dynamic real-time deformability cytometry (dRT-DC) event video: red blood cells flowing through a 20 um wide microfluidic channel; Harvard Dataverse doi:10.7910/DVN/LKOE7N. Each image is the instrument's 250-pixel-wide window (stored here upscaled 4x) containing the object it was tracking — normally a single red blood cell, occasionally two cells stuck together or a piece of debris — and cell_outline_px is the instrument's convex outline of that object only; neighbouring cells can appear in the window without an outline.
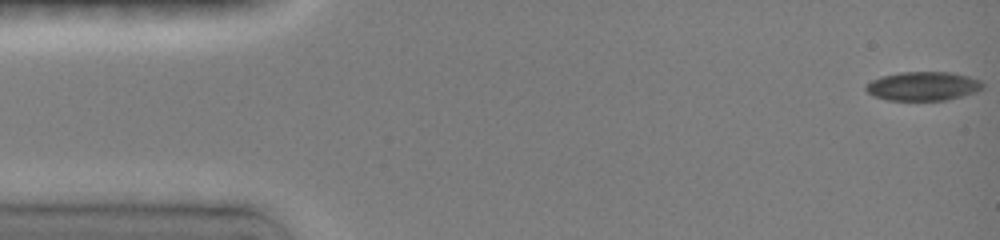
{"species": "common noctule bat (a hibernating species)", "species_latin": "Nyctalus noctula", "temperature_condition": "room temperature", "stored_images_in_passage": 55, "camera_frame_rate_fps": 3000, "um_per_image_px": 0.085, "animal": {"sex": "female", "body_mass_g": 19.0, "forearm_length_mm": 51.5}, "frame": {"image": 1, "passage_image": 1, "time_ms": 0.0, "image_size_px": [1000, 240], "cell_outline_px": [[984, 88], [976, 92], [944, 100], [888, 100], [872, 96], [864, 88], [864, 84], [880, 76], [900, 72], [952, 72], [968, 76], [980, 80], [984, 84]], "centroid_in_image_um": [78.43, 7.31], "position_along_channel_um": 6.6, "area_um2": 19.83}}
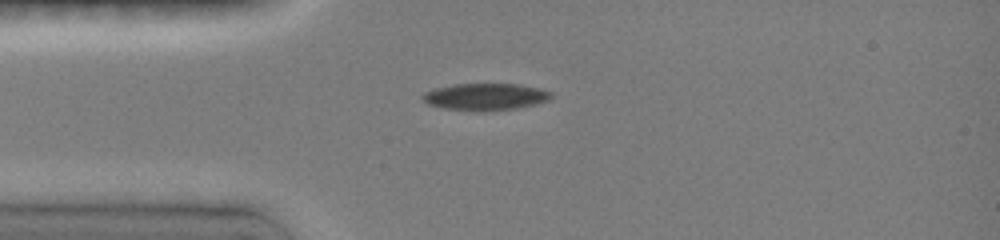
{"frame": {"image": 2, "passage_image": 14, "time_ms": 3.667, "image_size_px": [1000, 240], "cell_outline_px": [[552, 100], [536, 104], [516, 108], [484, 112], [476, 112], [444, 108], [428, 104], [420, 96], [424, 92], [436, 88], [456, 84], [516, 84], [536, 88], [552, 92]], "centroid_in_image_um": [41.26, 8.24], "position_along_channel_um": 43.7, "area_um2": 20.29}}
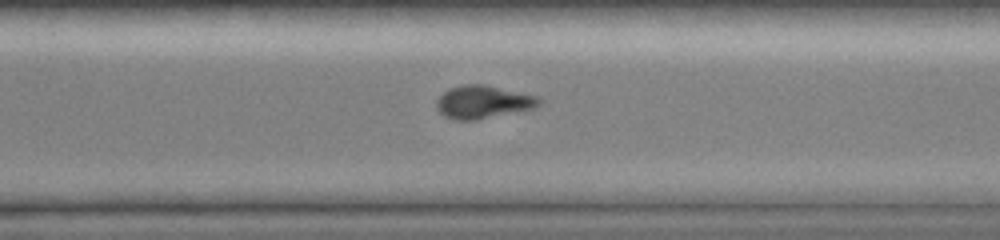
{"frame": {"image": 3, "passage_image": 50, "time_ms": 11.0, "image_size_px": [1000, 240], "cell_outline_px": [[540, 104], [532, 108], [476, 120], [456, 120], [444, 116], [436, 108], [436, 100], [444, 92], [460, 84], [484, 84], [540, 96]], "centroid_in_image_um": [41.04, 8.66], "position_along_channel_um": 329.6, "area_um2": 19.59}}